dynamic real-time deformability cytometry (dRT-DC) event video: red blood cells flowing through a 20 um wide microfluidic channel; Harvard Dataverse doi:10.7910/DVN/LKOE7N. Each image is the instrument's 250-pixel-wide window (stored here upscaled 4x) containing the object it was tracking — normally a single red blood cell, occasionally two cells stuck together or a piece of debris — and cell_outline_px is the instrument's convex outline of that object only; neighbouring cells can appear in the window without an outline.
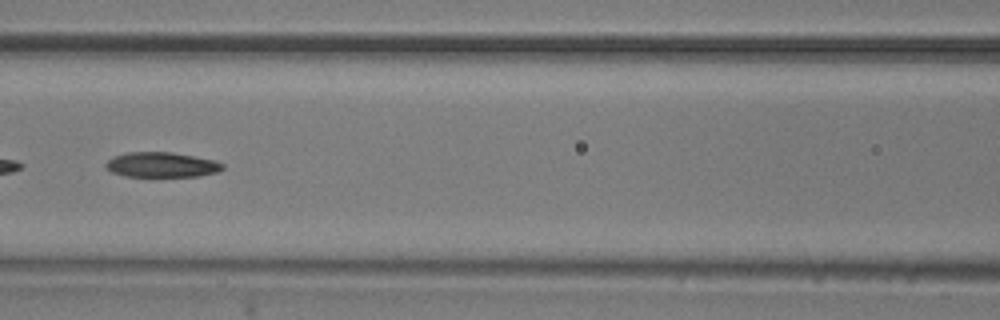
{"species": "common noctule bat (a hibernating species)", "species_latin": "Nyctalus noctula", "temperature_condition": "room temperature", "stored_images_in_passage": 39, "segment_of_instrument_passage": [2, 2], "camera_frame_rate_fps": 3000, "um_per_image_px": 0.085, "animal": {"sex": "male", "body_mass_g": 20.5, "forearm_length_mm": 52.5}, "frame": {"image": 1, "passage_image": 22, "time_ms": 7.0, "image_size_px": [1000, 320], "cell_outline_px": [[224, 168], [216, 172], [200, 176], [152, 180], [124, 176], [112, 172], [104, 164], [108, 160], [116, 156], [128, 152], [172, 152], [216, 160], [224, 164]], "centroid_in_image_um": [13.76, 14.06], "position_along_channel_um": 152.8, "area_um2": 18.03}}
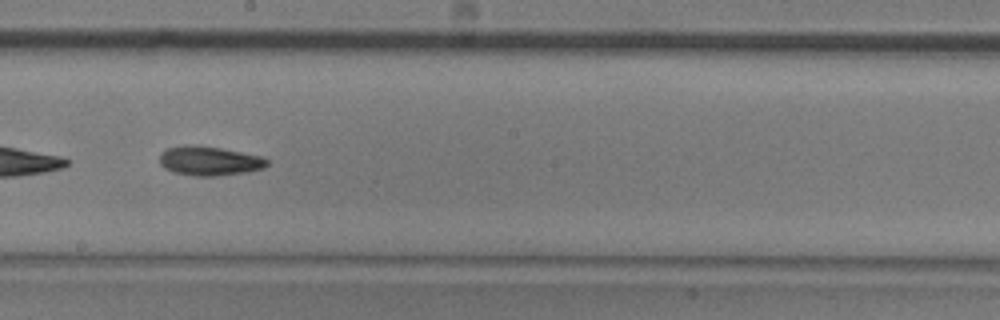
{"frame": {"image": 2, "passage_image": 28, "time_ms": 9.0, "image_size_px": [1000, 320], "cell_outline_px": [[268, 164], [264, 168], [248, 172], [216, 176], [196, 176], [176, 172], [164, 168], [160, 164], [160, 156], [168, 148], [184, 144], [200, 144], [264, 156], [268, 160]], "centroid_in_image_um": [17.84, 13.66], "position_along_channel_um": 230.4, "area_um2": 18.55}}
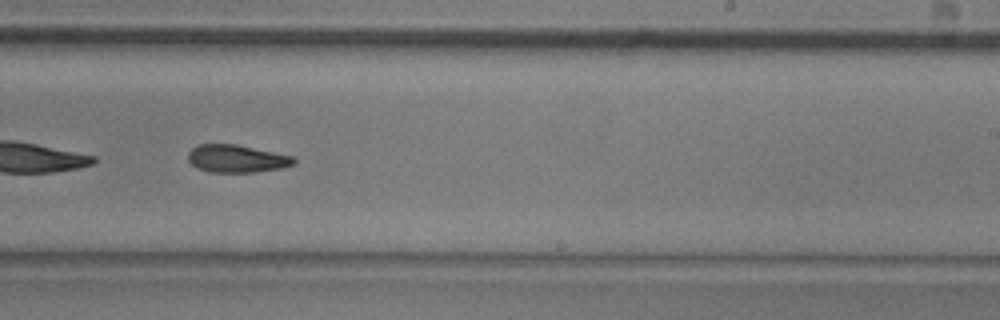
{"frame": {"image": 3, "passage_image": 31, "time_ms": 10.0, "image_size_px": [1000, 320], "cell_outline_px": [[296, 164], [280, 168], [252, 172], [208, 172], [196, 168], [188, 160], [188, 152], [196, 144], [236, 144], [292, 156], [296, 160]], "centroid_in_image_um": [20.08, 13.48], "position_along_channel_um": 268.9, "area_um2": 17.05}}